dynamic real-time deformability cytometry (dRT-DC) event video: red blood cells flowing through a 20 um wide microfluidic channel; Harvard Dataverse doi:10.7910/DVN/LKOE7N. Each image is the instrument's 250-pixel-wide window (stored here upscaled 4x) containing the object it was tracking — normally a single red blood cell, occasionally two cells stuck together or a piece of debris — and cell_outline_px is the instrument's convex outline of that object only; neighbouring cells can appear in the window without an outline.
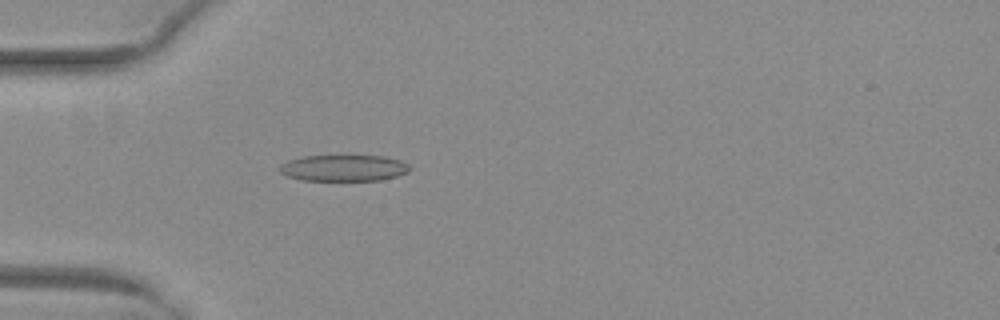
{"species": "common noctule bat (a hibernating species)", "species_latin": "Nyctalus noctula", "temperature_condition": "warm", "stored_images_in_passage": 48, "camera_frame_rate_fps": 3000, "um_per_image_px": 0.085, "animal": {"sex": "female", "body_mass_g": 29.2, "forearm_length_mm": 56.3}, "frame": {"image": 1, "passage_image": 12, "time_ms": 3.667, "image_size_px": [1000, 320], "cell_outline_px": [[408, 172], [396, 176], [380, 180], [300, 180], [284, 176], [280, 172], [280, 164], [288, 160], [304, 156], [344, 152], [384, 156], [400, 160], [408, 164]], "centroid_in_image_um": [29.17, 14.22], "position_along_channel_um": 55.8, "area_um2": 21.04}}
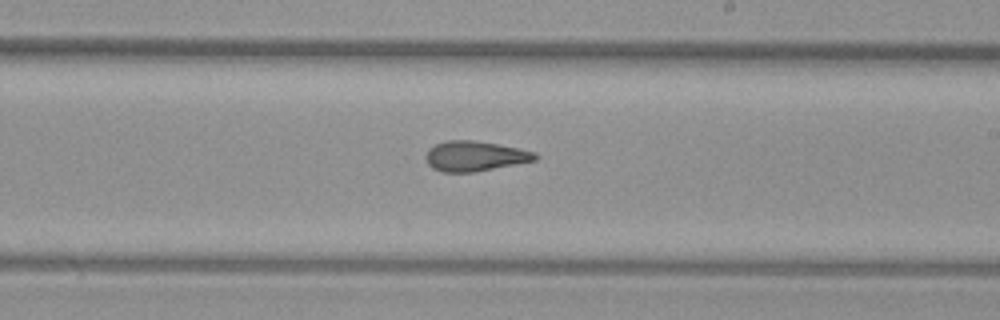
{"frame": {"image": 2, "passage_image": 27, "time_ms": 8.667, "image_size_px": [1000, 320], "cell_outline_px": [[540, 156], [536, 160], [476, 172], [444, 172], [432, 168], [428, 164], [424, 156], [428, 148], [436, 144], [448, 140], [472, 140], [520, 148], [536, 152]], "centroid_in_image_um": [40.37, 13.27], "position_along_channel_um": 248.6, "area_um2": 19.31}}
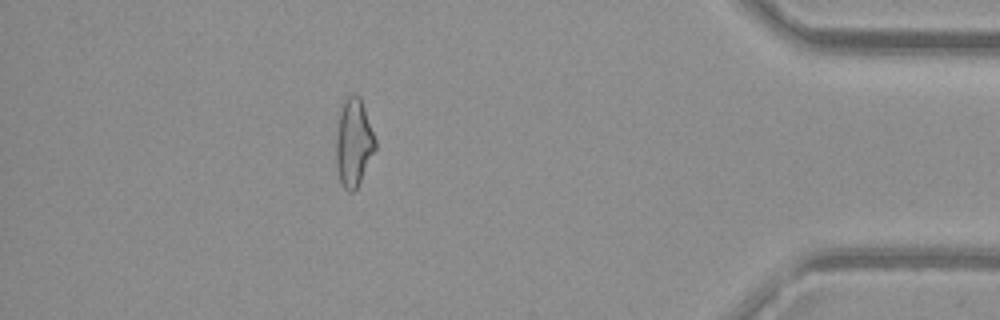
{"frame": {"image": 3, "passage_image": 42, "time_ms": 13.667, "image_size_px": [1000, 320], "cell_outline_px": [[376, 148], [356, 188], [352, 192], [348, 192], [340, 184], [336, 168], [336, 120], [340, 104], [348, 96], [360, 96], [376, 140]], "centroid_in_image_um": [30.02, 12.1], "position_along_channel_um": 405.2, "area_um2": 20.29}, "authors_computed_cell_mechanics": {"area_um2": 19.6809, "velocity_mm_per_s": 4.0173, "shape_relaxation_time_tau1_ms": null, "shape_relaxation_time_tau2_ms": 1.3023, "deformation_change_tau1": null, "deformation_change_tau2": 0.0844}}